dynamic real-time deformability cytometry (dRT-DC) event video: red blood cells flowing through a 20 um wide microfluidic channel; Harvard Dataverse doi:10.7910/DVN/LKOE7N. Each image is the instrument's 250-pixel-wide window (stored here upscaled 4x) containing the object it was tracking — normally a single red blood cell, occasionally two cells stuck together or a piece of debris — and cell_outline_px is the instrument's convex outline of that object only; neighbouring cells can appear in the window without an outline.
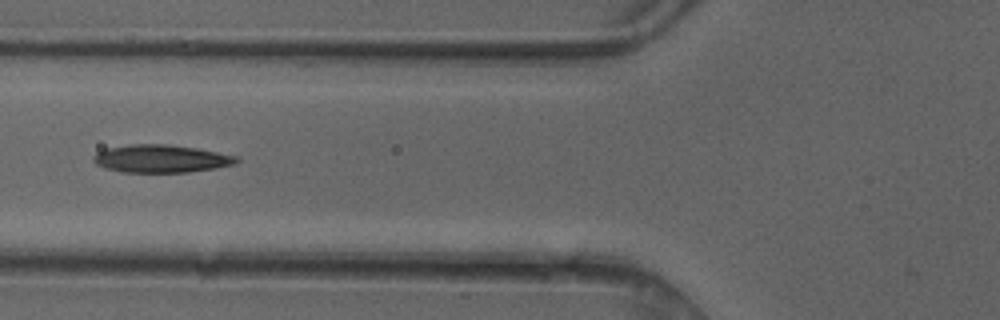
{"species": "common noctule bat (a hibernating species)", "species_latin": "Nyctalus noctula", "temperature_condition": "cold", "stored_images_in_passage": 6, "camera_frame_rate_fps": 3000, "um_per_image_px": 0.085, "animal": {"sex": "female"}, "frame": {"image": 1, "passage_image": 5, "time_ms": 1.333, "image_size_px": [1000, 320], "cell_outline_px": [[240, 160], [236, 164], [216, 168], [188, 172], [120, 172], [104, 168], [96, 164], [92, 160], [92, 156], [108, 148], [128, 144], [168, 144], [196, 148], [240, 156]], "centroid_in_image_um": [13.72, 13.49], "position_along_channel_um": 112.1, "area_um2": 23.35}}
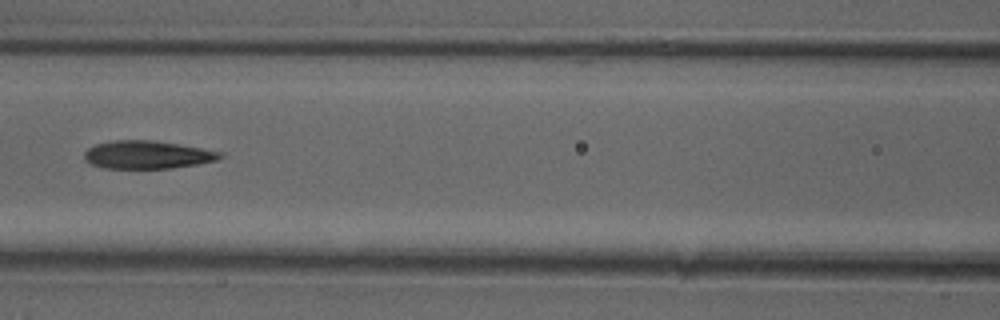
{"frame": {"image": 2, "passage_image": 6, "time_ms": 1.667, "image_size_px": [1000, 320], "cell_outline_px": [[224, 156], [216, 160], [196, 164], [172, 168], [104, 168], [92, 164], [84, 160], [84, 152], [88, 148], [96, 144], [112, 140], [152, 140], [224, 152]], "centroid_in_image_um": [12.5, 13.15], "position_along_channel_um": 154.1, "area_um2": 22.02}}